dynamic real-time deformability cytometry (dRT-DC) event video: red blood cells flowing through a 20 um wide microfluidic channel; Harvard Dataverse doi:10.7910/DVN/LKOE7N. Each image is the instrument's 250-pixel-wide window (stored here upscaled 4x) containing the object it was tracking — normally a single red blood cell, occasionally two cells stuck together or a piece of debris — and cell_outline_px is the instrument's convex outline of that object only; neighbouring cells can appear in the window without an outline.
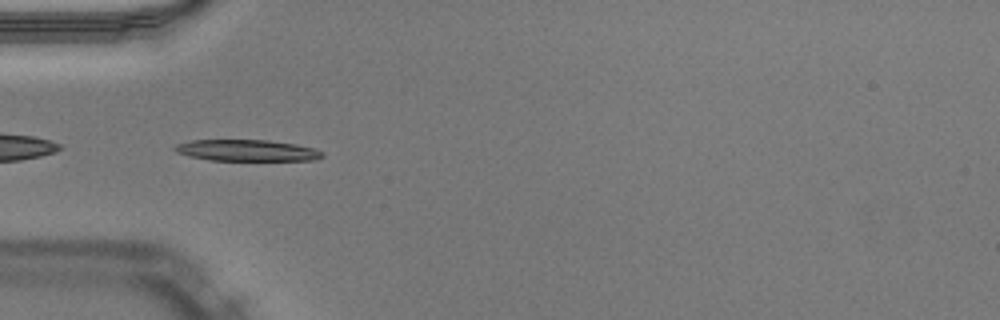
{"species": "Egyptian fruit bat (a non-hibernating species)", "species_latin": "Rousettus aegyptiacus", "temperature_condition": "warm", "stored_images_in_passage": 35, "segment_of_instrument_passage": [1, 2], "camera_frame_rate_fps": 3000, "um_per_image_px": 0.085, "animal": {"sex": "male"}, "frame": {"image": 1, "passage_image": 1, "time_ms": 0.0, "image_size_px": [1000, 320], "cell_outline_px": [[324, 156], [316, 160], [212, 160], [188, 156], [176, 152], [172, 148], [176, 144], [192, 140], [268, 140], [296, 144], [316, 148], [324, 152]], "centroid_in_image_um": [21.01, 12.78], "position_along_channel_um": 64.0, "area_um2": 18.44}}